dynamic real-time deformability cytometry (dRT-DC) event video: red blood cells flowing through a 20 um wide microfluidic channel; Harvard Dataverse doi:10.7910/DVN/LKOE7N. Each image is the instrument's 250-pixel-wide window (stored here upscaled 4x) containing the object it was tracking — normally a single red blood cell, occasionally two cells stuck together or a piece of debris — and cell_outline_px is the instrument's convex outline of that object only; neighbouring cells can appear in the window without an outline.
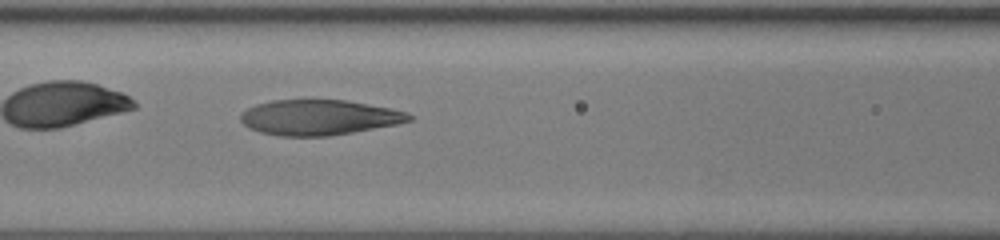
{"species": "human", "species_latin": "Homo sapiens", "temperature_condition": "room temperature", "stored_images_in_passage": 29, "camera_frame_rate_fps": 3000, "um_per_image_px": 0.085, "donor": {"sex": "female"}, "frame": {"image": 1, "passage_image": 7, "time_ms": 2.0, "image_size_px": [1000, 240], "cell_outline_px": [[412, 120], [396, 124], [352, 132], [328, 136], [280, 136], [260, 132], [248, 128], [240, 120], [240, 112], [256, 104], [272, 100], [344, 100], [388, 108], [408, 112], [412, 116]], "centroid_in_image_um": [27.06, 9.98], "position_along_channel_um": 139.5, "area_um2": 34.45}}
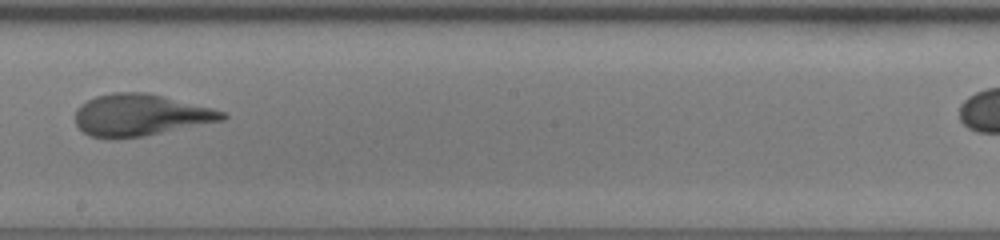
{"frame": {"image": 2, "passage_image": 14, "time_ms": 4.333, "image_size_px": [1000, 240], "cell_outline_px": [[228, 116], [224, 120], [144, 136], [116, 140], [112, 140], [92, 136], [84, 132], [76, 124], [76, 112], [80, 104], [96, 96], [116, 92], [144, 92], [212, 108], [224, 112]], "centroid_in_image_um": [11.91, 9.8], "position_along_channel_um": 236.3, "area_um2": 35.6}}
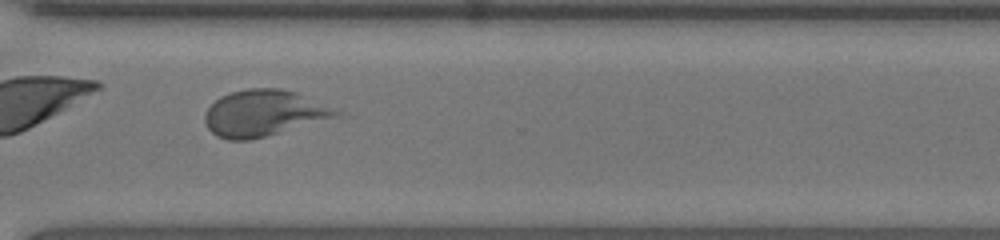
{"frame": {"image": 3, "passage_image": 22, "time_ms": 7.0, "image_size_px": [1000, 240], "cell_outline_px": [[340, 116], [252, 140], [228, 140], [216, 136], [208, 128], [204, 120], [204, 112], [220, 96], [244, 88], [280, 88], [296, 92], [340, 112]], "centroid_in_image_um": [22.36, 9.63], "position_along_channel_um": 348.2, "area_um2": 35.14}, "authors_computed_cell_mechanics": {"area_um2": 35.258, "velocity_mm_per_s": 4.1656, "shape_relaxation_time_tau1_ms": null, "shape_relaxation_time_tau2_ms": 1.1023, "deformation_change_tau1": null, "deformation_change_tau2": 0.0888}}